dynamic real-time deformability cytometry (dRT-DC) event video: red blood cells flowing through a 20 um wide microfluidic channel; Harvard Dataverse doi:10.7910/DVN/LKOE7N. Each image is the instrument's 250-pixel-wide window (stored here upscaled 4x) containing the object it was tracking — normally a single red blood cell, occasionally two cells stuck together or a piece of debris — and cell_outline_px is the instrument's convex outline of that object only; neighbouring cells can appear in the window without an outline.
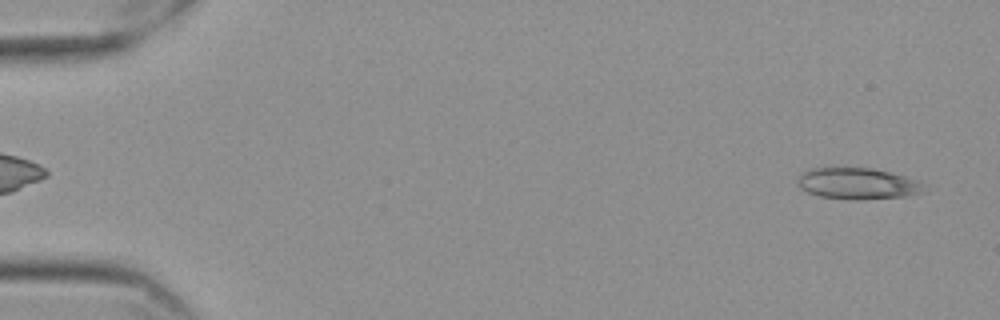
{"species": "Egyptian fruit bat (a non-hibernating species)", "species_latin": "Rousettus aegyptiacus", "temperature_condition": "cold", "stored_images_in_passage": 57, "camera_frame_rate_fps": 3000, "um_per_image_px": 0.085, "frame": {"image": 1, "passage_image": 3, "time_ms": 0.667, "image_size_px": [1000, 320], "cell_outline_px": [[928, 192], [908, 196], [860, 200], [852, 200], [820, 196], [808, 192], [800, 188], [796, 180], [804, 172], [812, 168], [872, 168], [892, 172], [916, 180], [924, 184]], "centroid_in_image_um": [72.96, 15.62], "position_along_channel_um": 12.0, "area_um2": 23.29}}
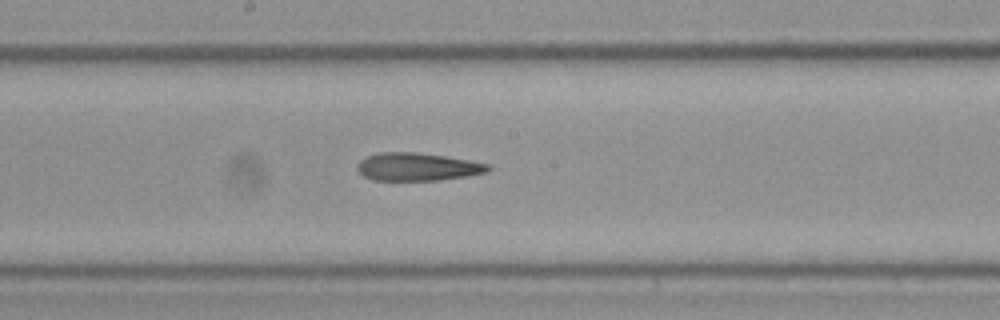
{"frame": {"image": 2, "passage_image": 31, "time_ms": 10.0, "image_size_px": [1000, 320], "cell_outline_px": [[492, 168], [488, 172], [468, 176], [436, 180], [372, 180], [364, 176], [356, 168], [356, 164], [360, 160], [368, 156], [380, 152], [416, 152], [448, 156], [492, 164]], "centroid_in_image_um": [35.53, 14.17], "position_along_channel_um": 212.7, "area_um2": 21.5}}
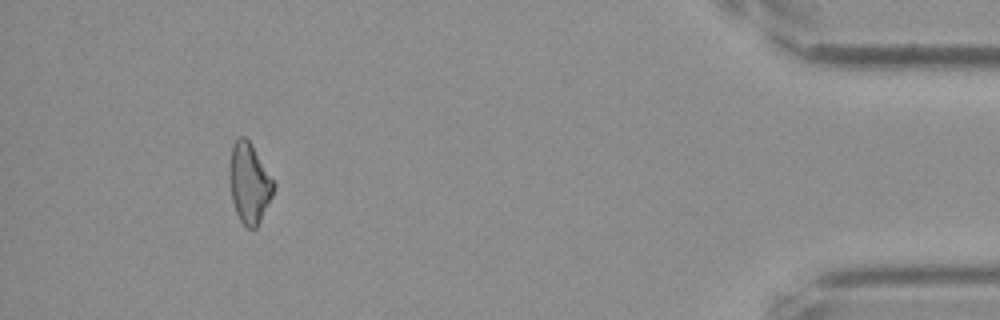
{"frame": {"image": 3, "passage_image": 53, "time_ms": 17.333, "image_size_px": [1000, 320], "cell_outline_px": [[276, 184], [272, 196], [256, 228], [248, 228], [240, 220], [236, 212], [232, 200], [228, 176], [228, 168], [232, 144], [240, 136], [244, 136], [252, 144]], "centroid_in_image_um": [21.17, 15.53], "position_along_channel_um": 414.0, "area_um2": 20.69}, "authors_computed_cell_mechanics": {"area_um2": 22.0218, "velocity_mm_per_s": 3.5604, "shape_relaxation_time_tau1_ms": null, "shape_relaxation_time_tau2_ms": 4.7641, "deformation_change_tau1": null, "deformation_change_tau2": 0.1556}}